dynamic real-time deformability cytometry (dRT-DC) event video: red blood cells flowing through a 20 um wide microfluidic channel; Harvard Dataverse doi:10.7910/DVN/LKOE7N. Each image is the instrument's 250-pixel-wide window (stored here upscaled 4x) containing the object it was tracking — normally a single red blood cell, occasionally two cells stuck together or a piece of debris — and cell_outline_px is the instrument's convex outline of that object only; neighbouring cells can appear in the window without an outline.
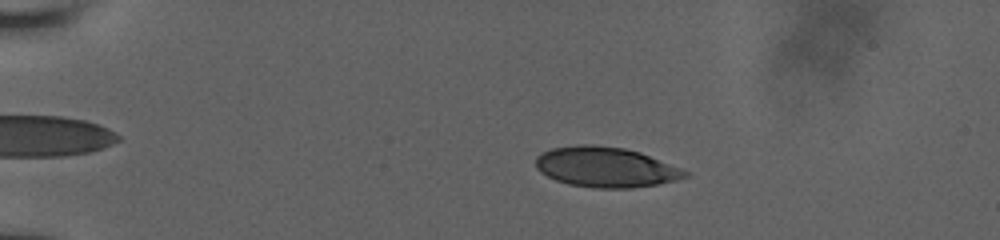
{"species": "human", "species_latin": "Homo sapiens", "temperature_condition": "room temperature", "stored_images_in_passage": 14, "camera_frame_rate_fps": 3000, "um_per_image_px": 0.085, "donor": {"sex": "male"}, "frame": {"image": 1, "passage_image": 6, "time_ms": 3.0, "image_size_px": [1000, 240], "cell_outline_px": [[688, 176], [676, 180], [656, 184], [632, 188], [596, 188], [568, 184], [556, 180], [540, 172], [536, 168], [536, 156], [540, 152], [552, 148], [576, 144], [592, 144], [624, 148], [640, 152], [680, 168], [688, 172]], "centroid_in_image_um": [51.44, 14.19], "position_along_channel_um": 33.6, "area_um2": 34.97}}
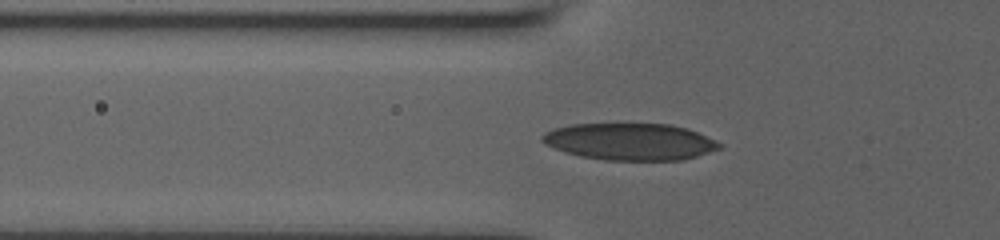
{"frame": {"image": 2, "passage_image": 11, "time_ms": 6.0, "image_size_px": [1000, 240], "cell_outline_px": [[724, 144], [720, 148], [696, 156], [680, 160], [604, 160], [580, 156], [564, 152], [540, 140], [540, 136], [544, 132], [556, 128], [572, 124], [672, 124], [688, 128]], "centroid_in_image_um": [53.56, 12.04], "position_along_channel_um": 72.2, "area_um2": 37.97}}
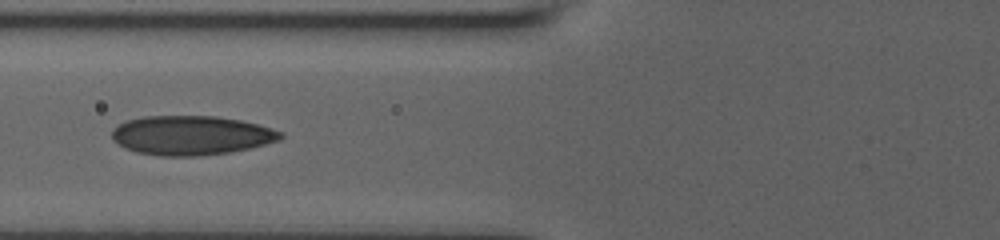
{"frame": {"image": 3, "passage_image": 13, "time_ms": 7.0, "image_size_px": [1000, 240], "cell_outline_px": [[284, 136], [280, 140], [248, 148], [228, 152], [196, 156], [160, 156], [136, 152], [124, 148], [112, 140], [112, 128], [128, 120], [144, 116], [216, 116], [240, 120], [272, 128], [284, 132]], "centroid_in_image_um": [16.23, 11.5], "position_along_channel_um": 109.6, "area_um2": 38.61}}